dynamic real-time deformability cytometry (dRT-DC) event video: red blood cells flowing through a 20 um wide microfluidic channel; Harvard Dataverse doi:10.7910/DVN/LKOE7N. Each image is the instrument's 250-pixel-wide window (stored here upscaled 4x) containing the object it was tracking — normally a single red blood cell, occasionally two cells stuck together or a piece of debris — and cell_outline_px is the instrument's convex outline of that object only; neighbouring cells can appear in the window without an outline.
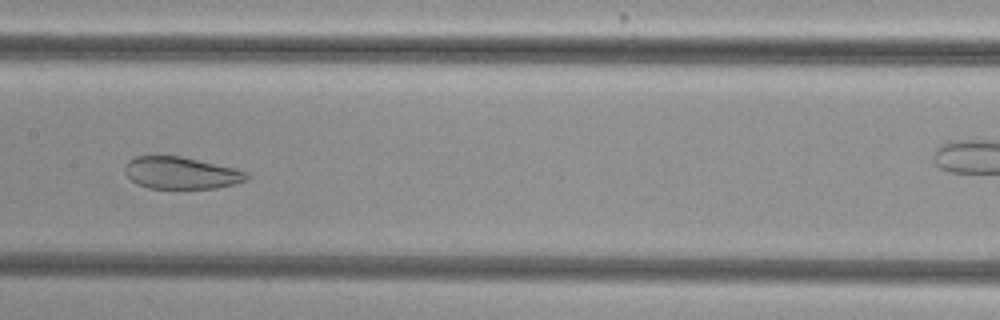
{"species": "common noctule bat (a hibernating species)", "species_latin": "Nyctalus noctula", "temperature_condition": "cold", "stored_images_in_passage": 40, "camera_frame_rate_fps": 3000, "um_per_image_px": 0.085, "animal": {"sex": "female", "body_mass_g": 29.2, "forearm_length_mm": 56.3}, "frame": {"image": 1, "passage_image": 13, "time_ms": 4.0, "image_size_px": [1000, 320], "cell_outline_px": [[248, 180], [216, 188], [148, 188], [136, 184], [128, 176], [124, 168], [128, 160], [136, 156], [180, 156], [236, 168], [248, 172]], "centroid_in_image_um": [15.4, 14.7], "position_along_channel_um": 192.0, "area_um2": 22.66}}
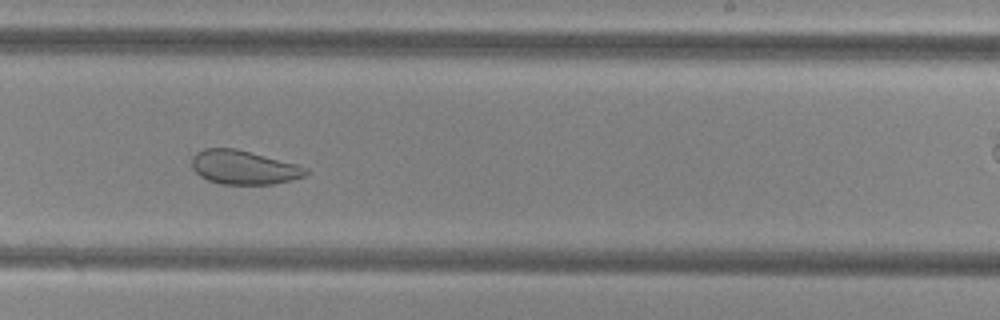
{"frame": {"image": 2, "passage_image": 19, "time_ms": 6.0, "image_size_px": [1000, 320], "cell_outline_px": [[312, 172], [304, 176], [292, 180], [272, 184], [220, 184], [208, 180], [200, 176], [192, 168], [192, 156], [196, 152], [204, 148], [236, 148], [296, 164], [308, 168]], "centroid_in_image_um": [20.72, 14.22], "position_along_channel_um": 268.3, "area_um2": 22.66}}
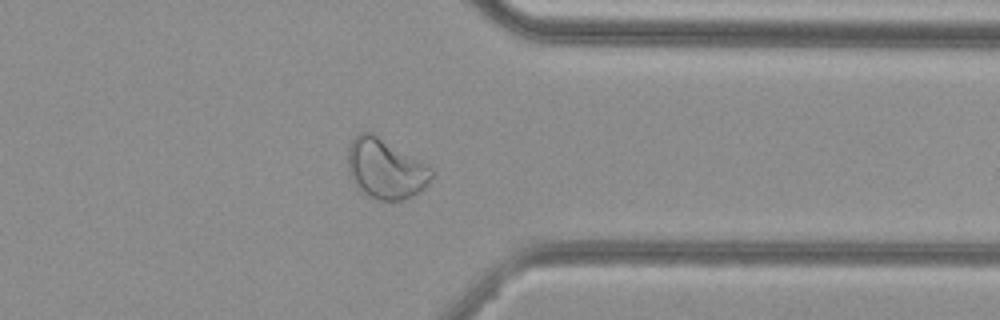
{"frame": {"image": 3, "passage_image": 28, "time_ms": 9.0, "image_size_px": [1000, 320], "cell_outline_px": [[436, 172], [428, 184], [420, 192], [412, 196], [400, 200], [380, 200], [368, 196], [356, 188], [348, 172], [348, 148], [352, 140], [360, 132], [372, 132], [432, 168]], "centroid_in_image_um": [32.76, 14.36], "position_along_channel_um": 378.6, "area_um2": 29.25}, "authors_computed_cell_mechanics": {"area_um2": 27.0793, "velocity_mm_per_s": 3.8218, "shape_relaxation_time_tau1_ms": null, "shape_relaxation_time_tau2_ms": 1.1183, "deformation_change_tau1": null, "deformation_change_tau2": 0.0756}}